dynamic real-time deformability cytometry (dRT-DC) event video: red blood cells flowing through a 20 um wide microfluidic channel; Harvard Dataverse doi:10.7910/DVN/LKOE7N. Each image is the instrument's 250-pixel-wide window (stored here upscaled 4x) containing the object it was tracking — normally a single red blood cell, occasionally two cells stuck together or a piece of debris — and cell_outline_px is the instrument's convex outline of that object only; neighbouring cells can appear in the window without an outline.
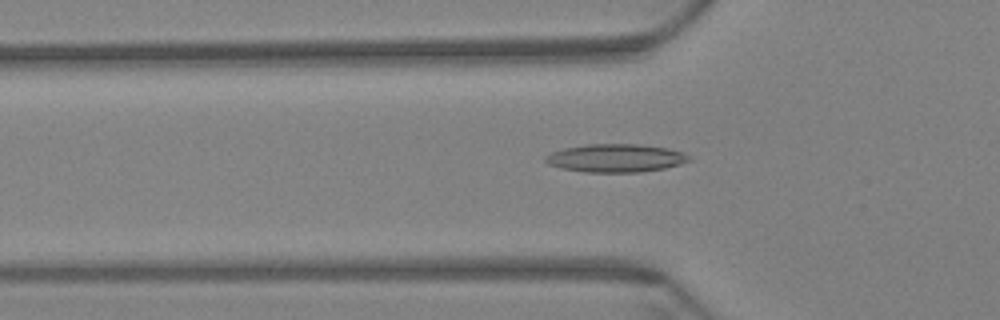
{"species": "Egyptian fruit bat (a non-hibernating species)", "species_latin": "Rousettus aegyptiacus", "temperature_condition": "warm", "stored_images_in_passage": 60, "camera_frame_rate_fps": 3000, "um_per_image_px": 0.085, "animal": {"sex": "female"}, "frame": {"image": 1, "passage_image": 20, "time_ms": 6.333, "image_size_px": [1000, 320], "cell_outline_px": [[692, 160], [664, 168], [640, 172], [584, 172], [560, 168], [548, 164], [544, 160], [544, 156], [552, 152], [564, 148], [584, 144], [640, 144], [668, 148], [684, 152]], "centroid_in_image_um": [52.31, 13.43], "position_along_channel_um": 73.5, "area_um2": 23.64}}
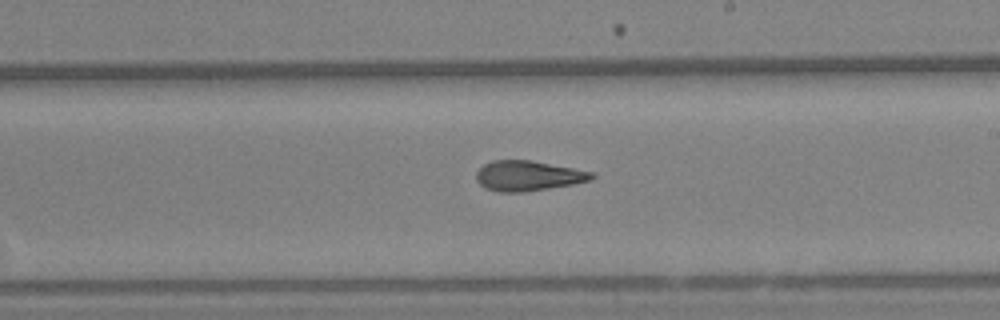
{"frame": {"image": 2, "passage_image": 35, "time_ms": 11.333, "image_size_px": [1000, 320], "cell_outline_px": [[596, 176], [592, 180], [572, 184], [520, 192], [500, 192], [484, 188], [476, 180], [476, 172], [484, 164], [492, 160], [528, 160], [596, 172]], "centroid_in_image_um": [44.89, 14.94], "position_along_channel_um": 244.1, "area_um2": 20.17}}
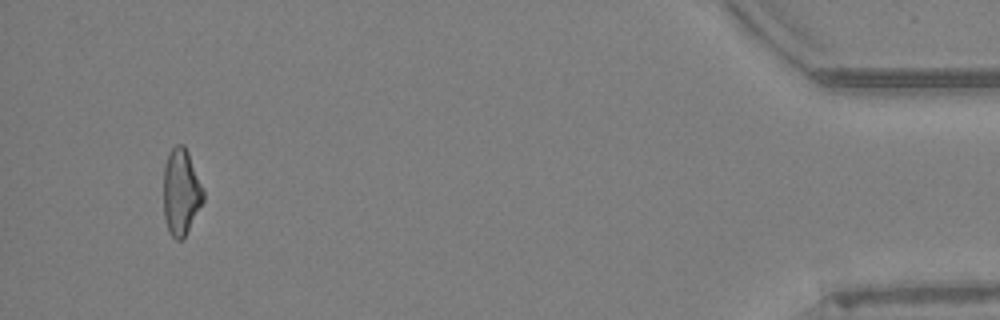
{"frame": {"image": 3, "passage_image": 57, "time_ms": 18.667, "image_size_px": [1000, 320], "cell_outline_px": [[204, 200], [184, 236], [180, 240], [176, 240], [168, 232], [164, 216], [164, 164], [168, 152], [176, 144], [184, 144], [188, 152], [204, 188]], "centroid_in_image_um": [15.38, 16.28], "position_along_channel_um": 419.8, "area_um2": 20.06}, "authors_computed_cell_mechanics": {"area_um2": 20.6346, "velocity_mm_per_s": 3.41, "shape_relaxation_time_tau1_ms": null, "shape_relaxation_time_tau2_ms": 3.622, "deformation_change_tau1": null, "deformation_change_tau2": 0.1374}}